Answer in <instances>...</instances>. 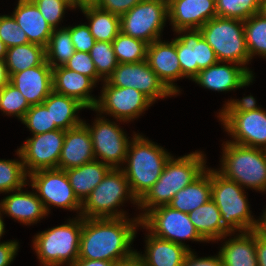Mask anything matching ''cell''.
I'll return each mask as SVG.
<instances>
[{"mask_svg":"<svg viewBox=\"0 0 266 266\" xmlns=\"http://www.w3.org/2000/svg\"><path fill=\"white\" fill-rule=\"evenodd\" d=\"M146 61L165 86L178 95L180 89L174 82L181 79V68L176 51V38L171 42L158 39L148 44Z\"/></svg>","mask_w":266,"mask_h":266,"instance_id":"19","label":"cell"},{"mask_svg":"<svg viewBox=\"0 0 266 266\" xmlns=\"http://www.w3.org/2000/svg\"><path fill=\"white\" fill-rule=\"evenodd\" d=\"M188 215L195 229L208 243L232 236V233L223 226L221 213L212 199L191 211Z\"/></svg>","mask_w":266,"mask_h":266,"instance_id":"28","label":"cell"},{"mask_svg":"<svg viewBox=\"0 0 266 266\" xmlns=\"http://www.w3.org/2000/svg\"><path fill=\"white\" fill-rule=\"evenodd\" d=\"M256 258L258 266H266V237L256 232Z\"/></svg>","mask_w":266,"mask_h":266,"instance_id":"50","label":"cell"},{"mask_svg":"<svg viewBox=\"0 0 266 266\" xmlns=\"http://www.w3.org/2000/svg\"><path fill=\"white\" fill-rule=\"evenodd\" d=\"M98 0H77V8L83 9L86 7L96 6Z\"/></svg>","mask_w":266,"mask_h":266,"instance_id":"54","label":"cell"},{"mask_svg":"<svg viewBox=\"0 0 266 266\" xmlns=\"http://www.w3.org/2000/svg\"><path fill=\"white\" fill-rule=\"evenodd\" d=\"M122 266H145L137 256H135L133 259L123 262Z\"/></svg>","mask_w":266,"mask_h":266,"instance_id":"55","label":"cell"},{"mask_svg":"<svg viewBox=\"0 0 266 266\" xmlns=\"http://www.w3.org/2000/svg\"><path fill=\"white\" fill-rule=\"evenodd\" d=\"M52 74L55 93L72 97L87 109H94L98 99L91 95L96 83L90 77L69 70L64 66L52 68Z\"/></svg>","mask_w":266,"mask_h":266,"instance_id":"23","label":"cell"},{"mask_svg":"<svg viewBox=\"0 0 266 266\" xmlns=\"http://www.w3.org/2000/svg\"><path fill=\"white\" fill-rule=\"evenodd\" d=\"M171 156L162 146L134 133L128 147L125 167L121 169L138 201L157 182Z\"/></svg>","mask_w":266,"mask_h":266,"instance_id":"3","label":"cell"},{"mask_svg":"<svg viewBox=\"0 0 266 266\" xmlns=\"http://www.w3.org/2000/svg\"><path fill=\"white\" fill-rule=\"evenodd\" d=\"M5 61L9 76H11L14 73L44 64L46 48L35 43L13 46L7 49Z\"/></svg>","mask_w":266,"mask_h":266,"instance_id":"32","label":"cell"},{"mask_svg":"<svg viewBox=\"0 0 266 266\" xmlns=\"http://www.w3.org/2000/svg\"><path fill=\"white\" fill-rule=\"evenodd\" d=\"M67 28L70 31L74 50L89 53L91 48L94 46L96 40L91 34L88 25L85 23L72 27L68 26Z\"/></svg>","mask_w":266,"mask_h":266,"instance_id":"46","label":"cell"},{"mask_svg":"<svg viewBox=\"0 0 266 266\" xmlns=\"http://www.w3.org/2000/svg\"><path fill=\"white\" fill-rule=\"evenodd\" d=\"M111 169L109 165L94 160L65 172L75 195L83 202Z\"/></svg>","mask_w":266,"mask_h":266,"instance_id":"30","label":"cell"},{"mask_svg":"<svg viewBox=\"0 0 266 266\" xmlns=\"http://www.w3.org/2000/svg\"><path fill=\"white\" fill-rule=\"evenodd\" d=\"M65 131L58 129L28 138L18 150L26 173L41 169H58Z\"/></svg>","mask_w":266,"mask_h":266,"instance_id":"16","label":"cell"},{"mask_svg":"<svg viewBox=\"0 0 266 266\" xmlns=\"http://www.w3.org/2000/svg\"><path fill=\"white\" fill-rule=\"evenodd\" d=\"M118 63H137L146 60L148 43L120 32L112 42Z\"/></svg>","mask_w":266,"mask_h":266,"instance_id":"37","label":"cell"},{"mask_svg":"<svg viewBox=\"0 0 266 266\" xmlns=\"http://www.w3.org/2000/svg\"><path fill=\"white\" fill-rule=\"evenodd\" d=\"M0 40L7 48L29 43L26 33L12 15H0Z\"/></svg>","mask_w":266,"mask_h":266,"instance_id":"42","label":"cell"},{"mask_svg":"<svg viewBox=\"0 0 266 266\" xmlns=\"http://www.w3.org/2000/svg\"><path fill=\"white\" fill-rule=\"evenodd\" d=\"M143 229L163 240L187 247L182 240L206 242L195 229L187 213L175 210L168 205L156 207L148 211L141 219Z\"/></svg>","mask_w":266,"mask_h":266,"instance_id":"10","label":"cell"},{"mask_svg":"<svg viewBox=\"0 0 266 266\" xmlns=\"http://www.w3.org/2000/svg\"><path fill=\"white\" fill-rule=\"evenodd\" d=\"M205 156L201 151L178 158L171 156L157 182L138 201L137 208L143 211L139 218L156 207L168 205L179 190L196 180L207 168Z\"/></svg>","mask_w":266,"mask_h":266,"instance_id":"2","label":"cell"},{"mask_svg":"<svg viewBox=\"0 0 266 266\" xmlns=\"http://www.w3.org/2000/svg\"><path fill=\"white\" fill-rule=\"evenodd\" d=\"M203 38L213 48L220 62H231L244 66L251 61L246 47L244 21L214 17L200 28Z\"/></svg>","mask_w":266,"mask_h":266,"instance_id":"8","label":"cell"},{"mask_svg":"<svg viewBox=\"0 0 266 266\" xmlns=\"http://www.w3.org/2000/svg\"><path fill=\"white\" fill-rule=\"evenodd\" d=\"M74 52L69 29L67 27L53 29L46 47V62L52 68L64 66Z\"/></svg>","mask_w":266,"mask_h":266,"instance_id":"34","label":"cell"},{"mask_svg":"<svg viewBox=\"0 0 266 266\" xmlns=\"http://www.w3.org/2000/svg\"><path fill=\"white\" fill-rule=\"evenodd\" d=\"M222 145L221 166L217 171L244 189L266 192V150L228 140Z\"/></svg>","mask_w":266,"mask_h":266,"instance_id":"4","label":"cell"},{"mask_svg":"<svg viewBox=\"0 0 266 266\" xmlns=\"http://www.w3.org/2000/svg\"><path fill=\"white\" fill-rule=\"evenodd\" d=\"M22 190L12 191V194L2 199L0 209L4 215L7 214L24 225L36 224L48 214L35 191Z\"/></svg>","mask_w":266,"mask_h":266,"instance_id":"24","label":"cell"},{"mask_svg":"<svg viewBox=\"0 0 266 266\" xmlns=\"http://www.w3.org/2000/svg\"><path fill=\"white\" fill-rule=\"evenodd\" d=\"M89 53L98 77L102 82L106 81L118 65L112 42L96 41Z\"/></svg>","mask_w":266,"mask_h":266,"instance_id":"39","label":"cell"},{"mask_svg":"<svg viewBox=\"0 0 266 266\" xmlns=\"http://www.w3.org/2000/svg\"><path fill=\"white\" fill-rule=\"evenodd\" d=\"M39 9L42 16L53 29H58V25L64 17L66 9L70 8L67 3L62 0H31Z\"/></svg>","mask_w":266,"mask_h":266,"instance_id":"43","label":"cell"},{"mask_svg":"<svg viewBox=\"0 0 266 266\" xmlns=\"http://www.w3.org/2000/svg\"><path fill=\"white\" fill-rule=\"evenodd\" d=\"M261 107L256 105V100L253 96H246L242 99H230L228 102H225L224 107L218 113L217 117L219 118L221 124H223L234 112H248L258 110Z\"/></svg>","mask_w":266,"mask_h":266,"instance_id":"45","label":"cell"},{"mask_svg":"<svg viewBox=\"0 0 266 266\" xmlns=\"http://www.w3.org/2000/svg\"><path fill=\"white\" fill-rule=\"evenodd\" d=\"M82 226L83 217L76 215L66 224L37 233L32 241L41 266H71L79 258Z\"/></svg>","mask_w":266,"mask_h":266,"instance_id":"6","label":"cell"},{"mask_svg":"<svg viewBox=\"0 0 266 266\" xmlns=\"http://www.w3.org/2000/svg\"><path fill=\"white\" fill-rule=\"evenodd\" d=\"M101 95L93 111L100 115L108 114L120 122L138 118L153 102L138 90L131 87H115L103 81Z\"/></svg>","mask_w":266,"mask_h":266,"instance_id":"13","label":"cell"},{"mask_svg":"<svg viewBox=\"0 0 266 266\" xmlns=\"http://www.w3.org/2000/svg\"><path fill=\"white\" fill-rule=\"evenodd\" d=\"M140 218H84L79 258L104 260L120 265L136 256L131 249Z\"/></svg>","mask_w":266,"mask_h":266,"instance_id":"1","label":"cell"},{"mask_svg":"<svg viewBox=\"0 0 266 266\" xmlns=\"http://www.w3.org/2000/svg\"><path fill=\"white\" fill-rule=\"evenodd\" d=\"M89 20L88 27L96 41L113 42L121 32L120 17L94 7L81 9Z\"/></svg>","mask_w":266,"mask_h":266,"instance_id":"33","label":"cell"},{"mask_svg":"<svg viewBox=\"0 0 266 266\" xmlns=\"http://www.w3.org/2000/svg\"><path fill=\"white\" fill-rule=\"evenodd\" d=\"M43 104L50 111L52 123L61 130H68L83 123L77 113L86 107L78 100L52 91Z\"/></svg>","mask_w":266,"mask_h":266,"instance_id":"31","label":"cell"},{"mask_svg":"<svg viewBox=\"0 0 266 266\" xmlns=\"http://www.w3.org/2000/svg\"><path fill=\"white\" fill-rule=\"evenodd\" d=\"M7 46L0 40V60L6 59Z\"/></svg>","mask_w":266,"mask_h":266,"instance_id":"56","label":"cell"},{"mask_svg":"<svg viewBox=\"0 0 266 266\" xmlns=\"http://www.w3.org/2000/svg\"><path fill=\"white\" fill-rule=\"evenodd\" d=\"M98 115L93 126L83 121L91 134L95 160H99L111 168H122L131 139L127 138L126 133L117 123L110 122L104 116Z\"/></svg>","mask_w":266,"mask_h":266,"instance_id":"12","label":"cell"},{"mask_svg":"<svg viewBox=\"0 0 266 266\" xmlns=\"http://www.w3.org/2000/svg\"><path fill=\"white\" fill-rule=\"evenodd\" d=\"M264 211L265 212H263V215L259 219H257L258 222L255 231L260 235L266 237V208Z\"/></svg>","mask_w":266,"mask_h":266,"instance_id":"53","label":"cell"},{"mask_svg":"<svg viewBox=\"0 0 266 266\" xmlns=\"http://www.w3.org/2000/svg\"><path fill=\"white\" fill-rule=\"evenodd\" d=\"M211 199V168L206 170L191 184L179 190L168 206L189 214Z\"/></svg>","mask_w":266,"mask_h":266,"instance_id":"29","label":"cell"},{"mask_svg":"<svg viewBox=\"0 0 266 266\" xmlns=\"http://www.w3.org/2000/svg\"><path fill=\"white\" fill-rule=\"evenodd\" d=\"M264 17H266V0H262L260 12Z\"/></svg>","mask_w":266,"mask_h":266,"instance_id":"59","label":"cell"},{"mask_svg":"<svg viewBox=\"0 0 266 266\" xmlns=\"http://www.w3.org/2000/svg\"><path fill=\"white\" fill-rule=\"evenodd\" d=\"M218 253L224 266H258L256 231L237 233L223 243Z\"/></svg>","mask_w":266,"mask_h":266,"instance_id":"27","label":"cell"},{"mask_svg":"<svg viewBox=\"0 0 266 266\" xmlns=\"http://www.w3.org/2000/svg\"><path fill=\"white\" fill-rule=\"evenodd\" d=\"M71 266H116L114 262L78 258Z\"/></svg>","mask_w":266,"mask_h":266,"instance_id":"51","label":"cell"},{"mask_svg":"<svg viewBox=\"0 0 266 266\" xmlns=\"http://www.w3.org/2000/svg\"><path fill=\"white\" fill-rule=\"evenodd\" d=\"M225 63L218 61L200 70L192 81L201 87L218 92L237 90L253 82L254 76L244 66L231 62Z\"/></svg>","mask_w":266,"mask_h":266,"instance_id":"18","label":"cell"},{"mask_svg":"<svg viewBox=\"0 0 266 266\" xmlns=\"http://www.w3.org/2000/svg\"><path fill=\"white\" fill-rule=\"evenodd\" d=\"M128 199L138 206V200L131 192L124 171L121 168H112L83 200L80 216L84 218L126 217L125 211L122 209L119 211L117 207Z\"/></svg>","mask_w":266,"mask_h":266,"instance_id":"7","label":"cell"},{"mask_svg":"<svg viewBox=\"0 0 266 266\" xmlns=\"http://www.w3.org/2000/svg\"><path fill=\"white\" fill-rule=\"evenodd\" d=\"M10 83L24 95L30 106L41 104L53 91L52 67L45 62L14 73Z\"/></svg>","mask_w":266,"mask_h":266,"instance_id":"21","label":"cell"},{"mask_svg":"<svg viewBox=\"0 0 266 266\" xmlns=\"http://www.w3.org/2000/svg\"><path fill=\"white\" fill-rule=\"evenodd\" d=\"M246 47L250 59L260 55L266 58V17L257 13L244 21Z\"/></svg>","mask_w":266,"mask_h":266,"instance_id":"35","label":"cell"},{"mask_svg":"<svg viewBox=\"0 0 266 266\" xmlns=\"http://www.w3.org/2000/svg\"><path fill=\"white\" fill-rule=\"evenodd\" d=\"M107 81L115 87H131L153 103L159 98L175 96L149 67L148 62L118 63Z\"/></svg>","mask_w":266,"mask_h":266,"instance_id":"15","label":"cell"},{"mask_svg":"<svg viewBox=\"0 0 266 266\" xmlns=\"http://www.w3.org/2000/svg\"><path fill=\"white\" fill-rule=\"evenodd\" d=\"M19 243L16 240H10L0 243V266H9L18 252Z\"/></svg>","mask_w":266,"mask_h":266,"instance_id":"49","label":"cell"},{"mask_svg":"<svg viewBox=\"0 0 266 266\" xmlns=\"http://www.w3.org/2000/svg\"><path fill=\"white\" fill-rule=\"evenodd\" d=\"M64 67L90 77L95 83L102 81L98 77L97 70L90 57V53L75 51L70 59L64 64Z\"/></svg>","mask_w":266,"mask_h":266,"instance_id":"44","label":"cell"},{"mask_svg":"<svg viewBox=\"0 0 266 266\" xmlns=\"http://www.w3.org/2000/svg\"><path fill=\"white\" fill-rule=\"evenodd\" d=\"M94 160L92 138L87 126L82 123L66 130L58 169L67 170Z\"/></svg>","mask_w":266,"mask_h":266,"instance_id":"22","label":"cell"},{"mask_svg":"<svg viewBox=\"0 0 266 266\" xmlns=\"http://www.w3.org/2000/svg\"><path fill=\"white\" fill-rule=\"evenodd\" d=\"M2 211L0 209V239L2 237V235L5 233V224H4V221H3V216H2Z\"/></svg>","mask_w":266,"mask_h":266,"instance_id":"57","label":"cell"},{"mask_svg":"<svg viewBox=\"0 0 266 266\" xmlns=\"http://www.w3.org/2000/svg\"><path fill=\"white\" fill-rule=\"evenodd\" d=\"M182 266H224L220 254L208 257H198L193 251H189L186 255Z\"/></svg>","mask_w":266,"mask_h":266,"instance_id":"48","label":"cell"},{"mask_svg":"<svg viewBox=\"0 0 266 266\" xmlns=\"http://www.w3.org/2000/svg\"><path fill=\"white\" fill-rule=\"evenodd\" d=\"M169 20L165 0H143L120 17L121 32L151 44L161 39L165 22Z\"/></svg>","mask_w":266,"mask_h":266,"instance_id":"9","label":"cell"},{"mask_svg":"<svg viewBox=\"0 0 266 266\" xmlns=\"http://www.w3.org/2000/svg\"><path fill=\"white\" fill-rule=\"evenodd\" d=\"M144 254L136 252V256L145 266H182L190 251L187 247L163 240L154 235H146Z\"/></svg>","mask_w":266,"mask_h":266,"instance_id":"26","label":"cell"},{"mask_svg":"<svg viewBox=\"0 0 266 266\" xmlns=\"http://www.w3.org/2000/svg\"><path fill=\"white\" fill-rule=\"evenodd\" d=\"M21 121L32 135L58 130L56 124L52 123L50 111L43 103L31 106Z\"/></svg>","mask_w":266,"mask_h":266,"instance_id":"41","label":"cell"},{"mask_svg":"<svg viewBox=\"0 0 266 266\" xmlns=\"http://www.w3.org/2000/svg\"><path fill=\"white\" fill-rule=\"evenodd\" d=\"M10 82L6 61L0 60V90Z\"/></svg>","mask_w":266,"mask_h":266,"instance_id":"52","label":"cell"},{"mask_svg":"<svg viewBox=\"0 0 266 266\" xmlns=\"http://www.w3.org/2000/svg\"><path fill=\"white\" fill-rule=\"evenodd\" d=\"M231 143L266 150V111L234 112L223 124Z\"/></svg>","mask_w":266,"mask_h":266,"instance_id":"17","label":"cell"},{"mask_svg":"<svg viewBox=\"0 0 266 266\" xmlns=\"http://www.w3.org/2000/svg\"><path fill=\"white\" fill-rule=\"evenodd\" d=\"M262 0H216L217 16L241 21L260 12Z\"/></svg>","mask_w":266,"mask_h":266,"instance_id":"38","label":"cell"},{"mask_svg":"<svg viewBox=\"0 0 266 266\" xmlns=\"http://www.w3.org/2000/svg\"><path fill=\"white\" fill-rule=\"evenodd\" d=\"M176 33L180 35L176 37V51L181 78L193 80L200 70L218 62L213 48L203 38L200 29H181Z\"/></svg>","mask_w":266,"mask_h":266,"instance_id":"14","label":"cell"},{"mask_svg":"<svg viewBox=\"0 0 266 266\" xmlns=\"http://www.w3.org/2000/svg\"><path fill=\"white\" fill-rule=\"evenodd\" d=\"M211 199L218 207L223 226L232 234L253 231L257 222L251 214L244 188L211 169Z\"/></svg>","mask_w":266,"mask_h":266,"instance_id":"5","label":"cell"},{"mask_svg":"<svg viewBox=\"0 0 266 266\" xmlns=\"http://www.w3.org/2000/svg\"><path fill=\"white\" fill-rule=\"evenodd\" d=\"M20 160L0 159V193H11L27 186L28 174L25 171L20 151H16Z\"/></svg>","mask_w":266,"mask_h":266,"instance_id":"36","label":"cell"},{"mask_svg":"<svg viewBox=\"0 0 266 266\" xmlns=\"http://www.w3.org/2000/svg\"><path fill=\"white\" fill-rule=\"evenodd\" d=\"M65 3H67L69 6L72 7V9L77 8V0H62Z\"/></svg>","mask_w":266,"mask_h":266,"instance_id":"58","label":"cell"},{"mask_svg":"<svg viewBox=\"0 0 266 266\" xmlns=\"http://www.w3.org/2000/svg\"><path fill=\"white\" fill-rule=\"evenodd\" d=\"M28 183L35 189L38 198L49 214L50 206L79 212L82 202L75 195L65 170L41 169L28 175Z\"/></svg>","mask_w":266,"mask_h":266,"instance_id":"11","label":"cell"},{"mask_svg":"<svg viewBox=\"0 0 266 266\" xmlns=\"http://www.w3.org/2000/svg\"><path fill=\"white\" fill-rule=\"evenodd\" d=\"M31 106L24 95L10 82L0 90V111L16 116L20 121Z\"/></svg>","mask_w":266,"mask_h":266,"instance_id":"40","label":"cell"},{"mask_svg":"<svg viewBox=\"0 0 266 266\" xmlns=\"http://www.w3.org/2000/svg\"><path fill=\"white\" fill-rule=\"evenodd\" d=\"M143 0H98L96 8L121 17Z\"/></svg>","mask_w":266,"mask_h":266,"instance_id":"47","label":"cell"},{"mask_svg":"<svg viewBox=\"0 0 266 266\" xmlns=\"http://www.w3.org/2000/svg\"><path fill=\"white\" fill-rule=\"evenodd\" d=\"M11 14L26 33L29 43L47 47L53 28L31 0H18Z\"/></svg>","mask_w":266,"mask_h":266,"instance_id":"25","label":"cell"},{"mask_svg":"<svg viewBox=\"0 0 266 266\" xmlns=\"http://www.w3.org/2000/svg\"><path fill=\"white\" fill-rule=\"evenodd\" d=\"M168 13L173 31L200 29L217 16L216 0H171Z\"/></svg>","mask_w":266,"mask_h":266,"instance_id":"20","label":"cell"}]
</instances>
